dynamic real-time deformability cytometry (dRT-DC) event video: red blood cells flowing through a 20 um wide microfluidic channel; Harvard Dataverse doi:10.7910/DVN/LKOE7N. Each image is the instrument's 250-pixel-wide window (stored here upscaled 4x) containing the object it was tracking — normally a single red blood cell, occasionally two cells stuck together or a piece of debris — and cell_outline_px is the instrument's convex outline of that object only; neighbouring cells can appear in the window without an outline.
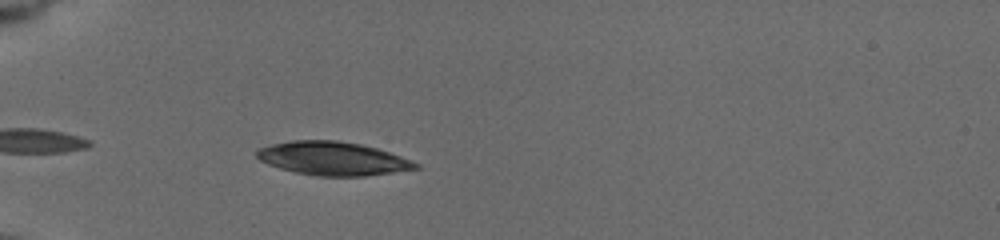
{"species": "common noctule bat (a hibernating species)", "species_latin": "Nyctalus noctula", "temperature_condition": "cold", "stored_images_in_passage": 25, "segment_of_instrument_passage": [1, 2], "camera_frame_rate_fps": 3000, "um_per_image_px": 0.085, "animal": {"sex": "female", "body_mass_g": 19.5, "forearm_length_mm": 54.1}, "frame": {"image": 1, "passage_image": 4, "time_ms": 1.0, "image_size_px": [1000, 240], "cell_outline_px": [[420, 168], [364, 176], [316, 176], [296, 172], [280, 168], [268, 164], [260, 160], [256, 156], [256, 152], [260, 148], [272, 144], [292, 140], [336, 140], [360, 144], [376, 148], [400, 156], [420, 164]], "centroid_in_image_um": [28.28, 13.47], "position_along_channel_um": 56.7, "area_um2": 30.75}}